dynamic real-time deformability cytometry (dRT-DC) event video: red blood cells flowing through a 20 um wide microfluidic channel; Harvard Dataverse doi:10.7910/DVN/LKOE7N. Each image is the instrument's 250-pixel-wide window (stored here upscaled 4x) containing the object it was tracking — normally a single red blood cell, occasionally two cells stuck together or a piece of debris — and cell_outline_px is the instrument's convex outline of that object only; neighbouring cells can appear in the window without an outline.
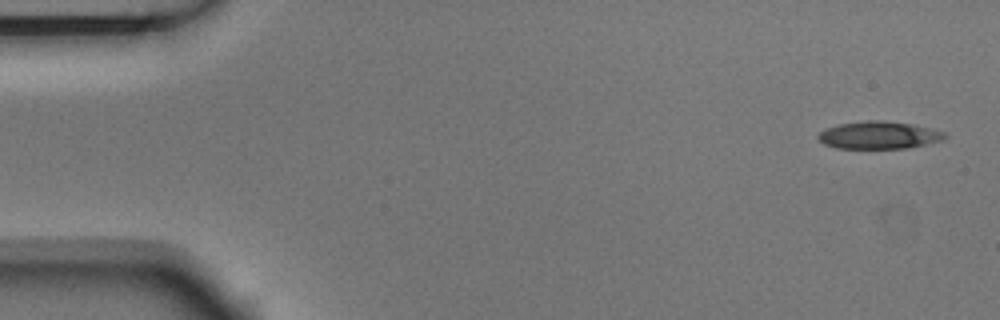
{"species": "Egyptian fruit bat (a non-hibernating species)", "species_latin": "Rousettus aegyptiacus", "temperature_condition": "room temperature", "stored_images_in_passage": 7, "camera_frame_rate_fps": 3000, "um_per_image_px": 0.085, "animal": {"sex": "male"}, "frame": {"image": 1, "passage_image": 1, "time_ms": 0.0, "image_size_px": [1000, 320], "cell_outline_px": [[948, 136], [944, 140], [904, 148], [836, 148], [824, 144], [816, 136], [820, 132], [828, 128], [840, 124], [868, 120], [884, 120], [912, 124], [944, 132]], "centroid_in_image_um": [74.7, 11.48], "position_along_channel_um": 10.3, "area_um2": 20.06}}
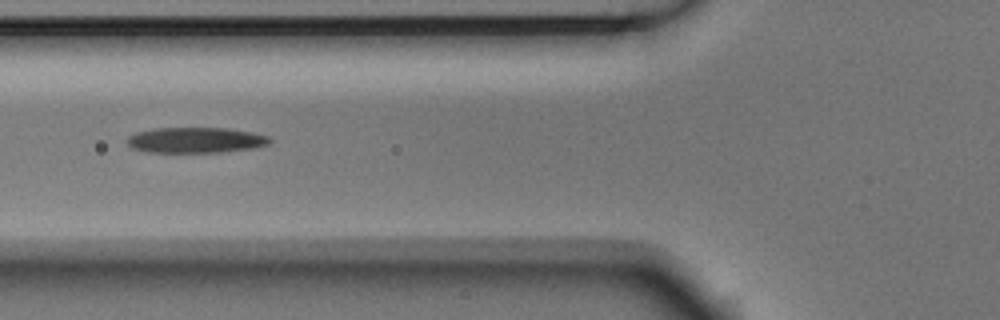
{"frame": {"image": 2, "passage_image": 6, "time_ms": 1.667, "image_size_px": [1000, 320], "cell_outline_px": [[272, 140], [268, 144], [252, 148], [220, 152], [148, 152], [132, 148], [128, 144], [128, 136], [136, 132], [152, 128], [228, 128], [252, 132], [268, 136]], "centroid_in_image_um": [16.62, 11.9], "position_along_channel_um": 109.2, "area_um2": 21.21}}
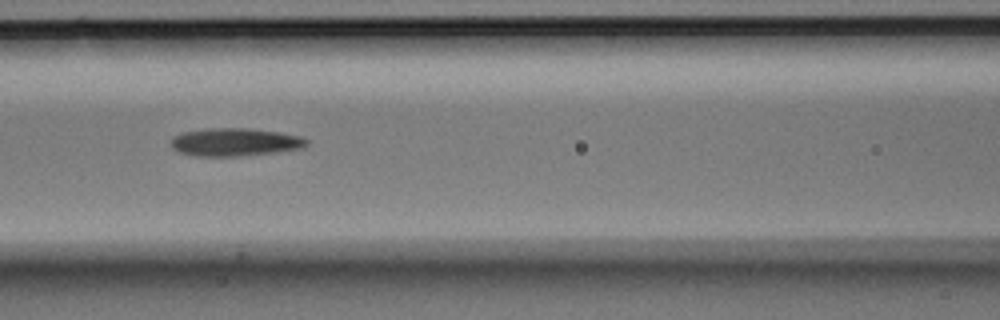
{"frame": {"image": 3, "passage_image": 7, "time_ms": 2.0, "image_size_px": [1000, 320], "cell_outline_px": [[308, 144], [304, 148], [276, 152], [240, 156], [196, 156], [180, 152], [172, 148], [172, 136], [184, 132], [204, 128], [252, 128], [280, 132], [300, 136], [308, 140]], "centroid_in_image_um": [19.99, 12.07], "position_along_channel_um": 146.6, "area_um2": 22.25}}